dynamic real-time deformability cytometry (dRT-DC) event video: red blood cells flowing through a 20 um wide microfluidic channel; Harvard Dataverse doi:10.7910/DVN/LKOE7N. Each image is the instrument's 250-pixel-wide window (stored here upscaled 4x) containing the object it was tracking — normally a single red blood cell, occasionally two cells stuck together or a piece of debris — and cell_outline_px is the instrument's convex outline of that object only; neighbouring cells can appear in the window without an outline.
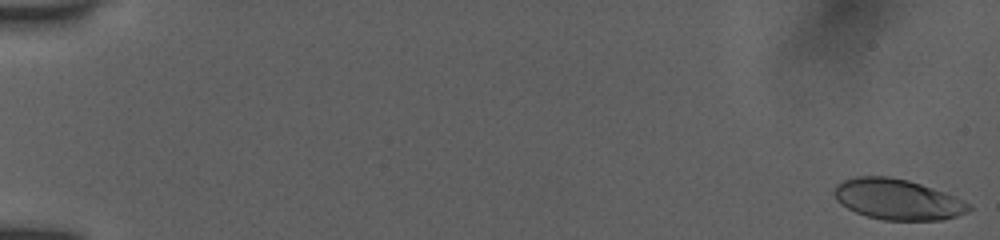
{"species": "human", "species_latin": "Homo sapiens", "temperature_condition": "room temperature", "stored_images_in_passage": 54, "camera_frame_rate_fps": 3000, "um_per_image_px": 0.085, "donor": {"sex": "female"}, "frame": {"image": 1, "passage_image": 1, "time_ms": 0.0, "image_size_px": [1000, 240], "cell_outline_px": [[972, 208], [968, 212], [956, 216], [940, 220], [884, 220], [868, 216], [856, 212], [840, 204], [836, 200], [832, 192], [836, 184], [844, 180], [856, 176], [888, 176], [908, 180], [944, 192], [964, 200], [972, 204]], "centroid_in_image_um": [76.28, 16.94], "position_along_channel_um": 8.7, "area_um2": 31.96}}
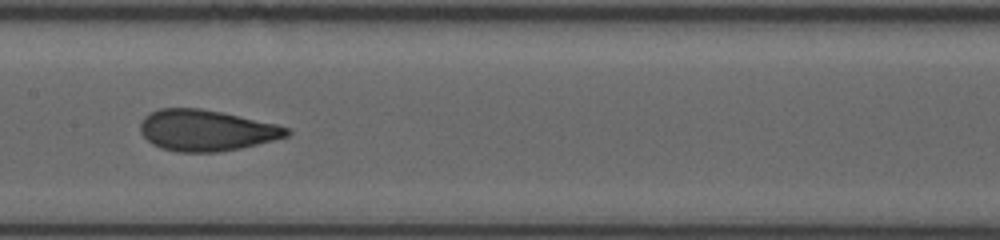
{"frame": {"image": 2, "passage_image": 29, "time_ms": 9.333, "image_size_px": [1000, 240], "cell_outline_px": [[292, 132], [288, 136], [240, 148], [220, 152], [176, 152], [160, 148], [152, 144], [140, 132], [140, 124], [144, 116], [160, 108], [200, 108], [220, 112], [276, 124], [288, 128]], "centroid_in_image_um": [17.5, 11.09], "position_along_channel_um": 189.9, "area_um2": 34.91}}
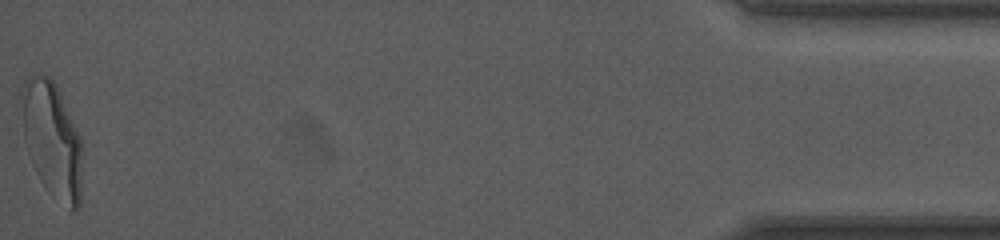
{"frame": {"image": 3, "passage_image": 54, "time_ms": 17.667, "image_size_px": [1000, 240], "cell_outline_px": [[80, 208], [72, 212], [24, 140], [20, 96], [20, 88], [28, 76], [32, 72], [48, 76], [56, 84], [80, 136]], "centroid_in_image_um": [4.43, 11.53], "position_along_channel_um": 430.8, "area_um2": 37.45}, "authors_computed_cell_mechanics": {"area_um2": 34.7378, "velocity_mm_per_s": 3.9287, "shape_relaxation_time_tau1_ms": 4.9028, "shape_relaxation_time_tau2_ms": 1.0226, "deformation_change_tau1": 0.1885, "deformation_change_tau2": 0.0807}}